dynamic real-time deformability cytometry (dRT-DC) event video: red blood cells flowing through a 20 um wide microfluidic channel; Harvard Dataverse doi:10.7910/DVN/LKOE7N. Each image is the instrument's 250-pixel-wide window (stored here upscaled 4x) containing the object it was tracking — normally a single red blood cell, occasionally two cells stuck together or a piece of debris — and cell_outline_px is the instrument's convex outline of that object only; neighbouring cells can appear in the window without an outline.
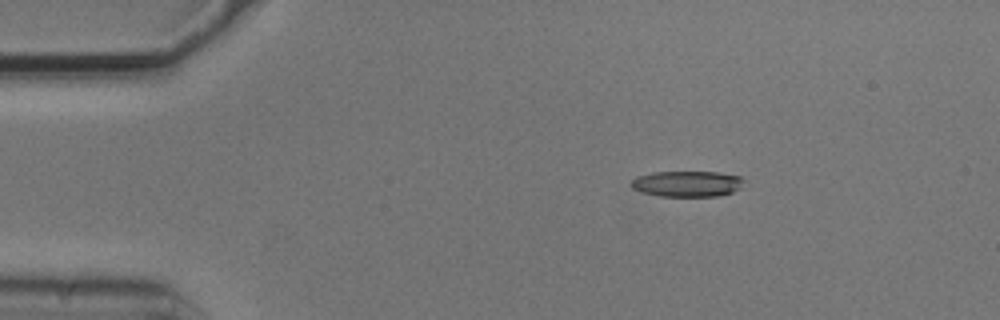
{"species": "common noctule bat (a hibernating species)", "species_latin": "Nyctalus noctula", "temperature_condition": "cold", "stored_images_in_passage": 5, "camera_frame_rate_fps": 3000, "um_per_image_px": 0.085, "animal": {"sex": "male", "body_mass_g": 20.5, "forearm_length_mm": 52.5}, "frame": {"image": 1, "passage_image": 3, "time_ms": 0.667, "image_size_px": [1000, 320], "cell_outline_px": [[744, 180], [740, 188], [732, 192], [720, 196], [660, 196], [640, 192], [632, 188], [632, 180], [636, 176], [652, 172], [720, 172], [740, 176]], "centroid_in_image_um": [58.41, 15.62], "position_along_channel_um": 26.6, "area_um2": 17.05}}